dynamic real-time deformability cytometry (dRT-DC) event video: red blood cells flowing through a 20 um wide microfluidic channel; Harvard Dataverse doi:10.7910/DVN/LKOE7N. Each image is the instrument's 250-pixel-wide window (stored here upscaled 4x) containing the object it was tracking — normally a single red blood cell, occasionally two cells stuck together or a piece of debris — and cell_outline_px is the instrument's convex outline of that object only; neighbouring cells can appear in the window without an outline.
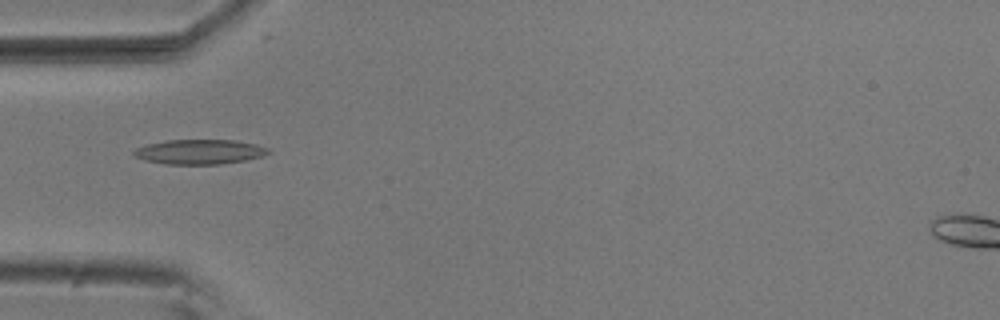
{"species": "common noctule bat (a hibernating species)", "species_latin": "Nyctalus noctula", "temperature_condition": "room temperature", "stored_images_in_passage": 7, "camera_frame_rate_fps": 3000, "um_per_image_px": 0.085, "animal": {"sex": "male", "body_mass_g": 20.5, "forearm_length_mm": 52.5}, "frame": {"image": 1, "passage_image": 5, "time_ms": 1.333, "image_size_px": [1000, 320], "cell_outline_px": [[272, 152], [264, 156], [244, 160], [220, 164], [164, 164], [144, 160], [136, 156], [132, 152], [136, 148], [148, 144], [168, 140], [236, 140], [256, 144], [268, 148]], "centroid_in_image_um": [16.99, 12.9], "position_along_channel_um": 68.0, "area_um2": 19.36}}
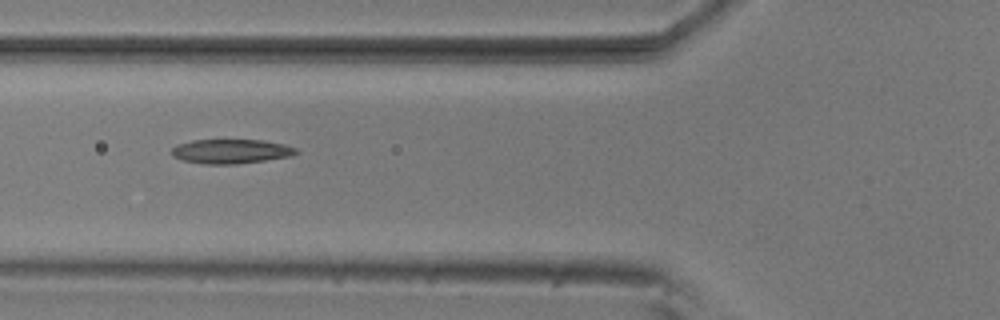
{"frame": {"image": 2, "passage_image": 6, "time_ms": 1.667, "image_size_px": [1000, 320], "cell_outline_px": [[300, 152], [292, 156], [236, 164], [204, 164], [184, 160], [172, 156], [172, 148], [176, 144], [192, 140], [264, 140], [284, 144], [296, 148]], "centroid_in_image_um": [19.64, 12.86], "position_along_channel_um": 106.2, "area_um2": 17.69}}
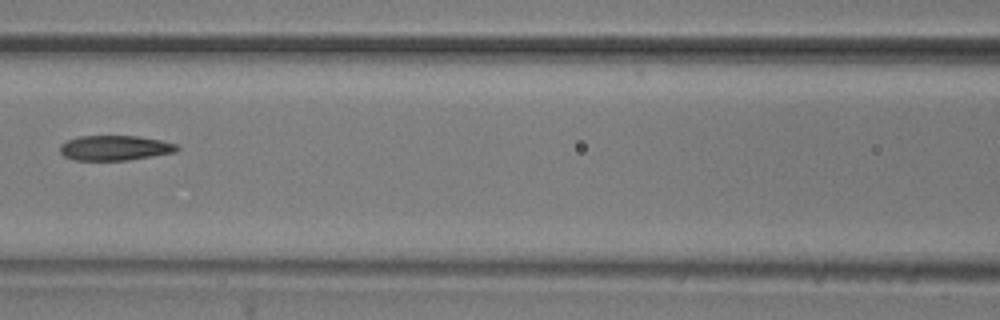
{"frame": {"image": 3, "passage_image": 7, "time_ms": 2.0, "image_size_px": [1000, 320], "cell_outline_px": [[180, 148], [176, 152], [128, 160], [76, 160], [64, 156], [60, 152], [60, 144], [68, 140], [80, 136], [136, 136], [160, 140], [176, 144]], "centroid_in_image_um": [9.76, 12.57], "position_along_channel_um": 156.8, "area_um2": 16.94}}